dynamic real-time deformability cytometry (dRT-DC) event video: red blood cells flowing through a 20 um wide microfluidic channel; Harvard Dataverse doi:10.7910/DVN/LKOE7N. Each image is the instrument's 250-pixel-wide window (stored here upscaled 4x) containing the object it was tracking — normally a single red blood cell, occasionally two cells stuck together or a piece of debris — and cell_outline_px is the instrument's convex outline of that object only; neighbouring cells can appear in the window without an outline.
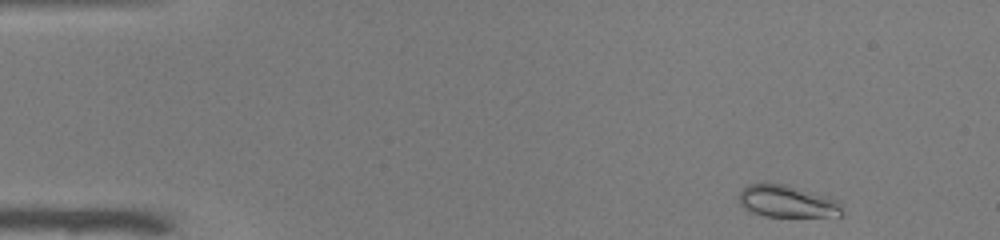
{"species": "common noctule bat (a hibernating species)", "species_latin": "Nyctalus noctula", "temperature_condition": "warm", "stored_images_in_passage": 47, "camera_frame_rate_fps": 3000, "um_per_image_px": 0.085, "animal": {"sex": "male", "body_mass_g": 19.0, "forearm_length_mm": 50.8}, "frame": {"image": 1, "passage_image": 1, "time_ms": 0.0, "image_size_px": [1000, 240], "cell_outline_px": [[844, 212], [840, 216], [764, 216], [748, 212], [740, 204], [736, 196], [748, 184], [764, 180], [788, 184], [828, 196], [840, 200]], "centroid_in_image_um": [66.87, 17.07], "position_along_channel_um": 18.1, "area_um2": 20.23}}
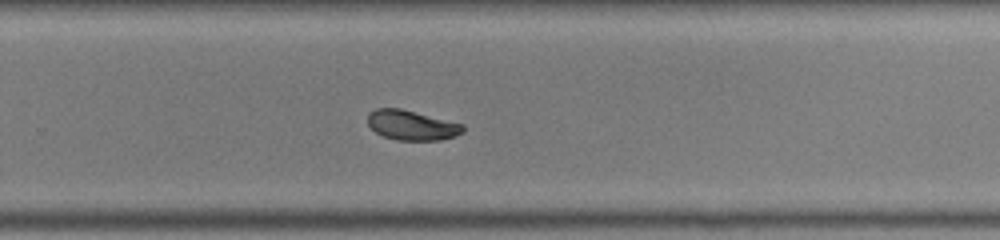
{"frame": {"image": 2, "passage_image": 30, "time_ms": 9.667, "image_size_px": [1000, 240], "cell_outline_px": [[464, 132], [456, 136], [440, 140], [396, 140], [384, 136], [376, 132], [368, 124], [368, 112], [376, 108], [400, 108], [464, 124]], "centroid_in_image_um": [35.01, 10.64], "position_along_channel_um": 294.8, "area_um2": 16.59}}
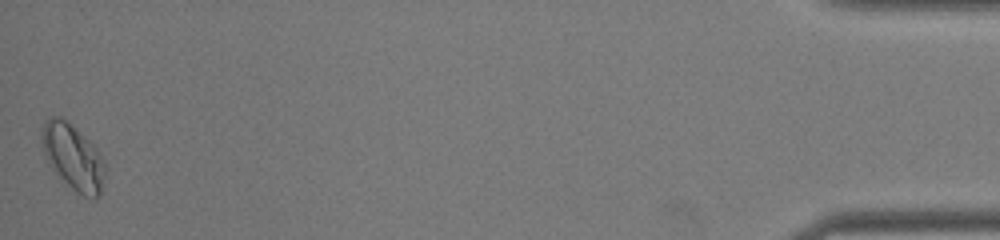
{"frame": {"image": 3, "passage_image": 47, "time_ms": 15.333, "image_size_px": [1000, 240], "cell_outline_px": [[104, 176], [100, 196], [96, 200], [84, 196], [76, 192], [56, 172], [44, 156], [40, 136], [40, 132], [44, 120], [52, 116], [60, 116], [84, 136], [96, 148], [104, 160]], "centroid_in_image_um": [6.19, 13.34], "position_along_channel_um": 429.0, "area_um2": 23.99}, "authors_computed_cell_mechanics": {"area_um2": 17.8024, "velocity_mm_per_s": 3.9409, "shape_relaxation_time_tau1_ms": 2.1489, "shape_relaxation_time_tau2_ms": null, "deformation_change_tau1": 0.113, "deformation_change_tau2": null}}